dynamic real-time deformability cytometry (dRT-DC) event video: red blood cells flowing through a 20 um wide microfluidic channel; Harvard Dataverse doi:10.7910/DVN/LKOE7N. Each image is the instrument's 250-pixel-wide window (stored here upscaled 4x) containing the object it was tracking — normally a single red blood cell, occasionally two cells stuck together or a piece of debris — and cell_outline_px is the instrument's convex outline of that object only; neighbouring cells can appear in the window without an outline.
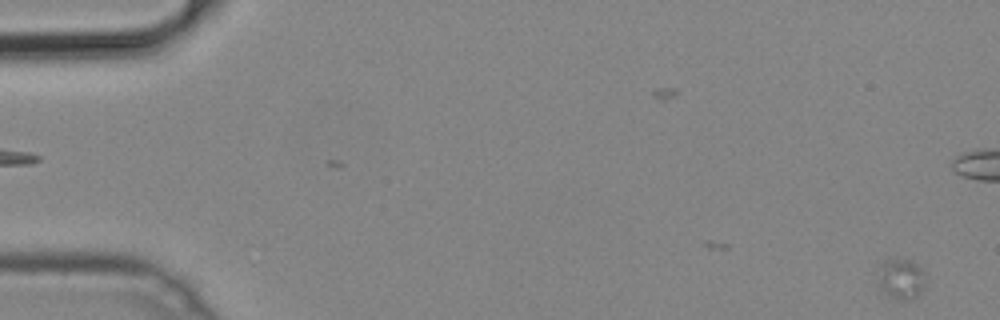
{"species": "common noctule bat (a hibernating species)", "species_latin": "Nyctalus noctula", "temperature_condition": "cold", "stored_images_in_passage": 49, "camera_frame_rate_fps": 3000, "um_per_image_px": 0.085, "animal": {"sex": "male", "body_mass_g": 19.2, "forearm_length_mm": 51.8}, "frame": {"image": 1, "passage_image": 1, "time_ms": 0.0, "image_size_px": [1000, 320], "cell_outline_px": [[924, 288], [916, 296], [904, 300], [900, 300], [884, 292], [880, 288], [880, 280], [884, 260], [912, 260], [924, 272]], "centroid_in_image_um": [76.65, 23.71], "position_along_channel_um": 8.3, "area_um2": 10.52}}
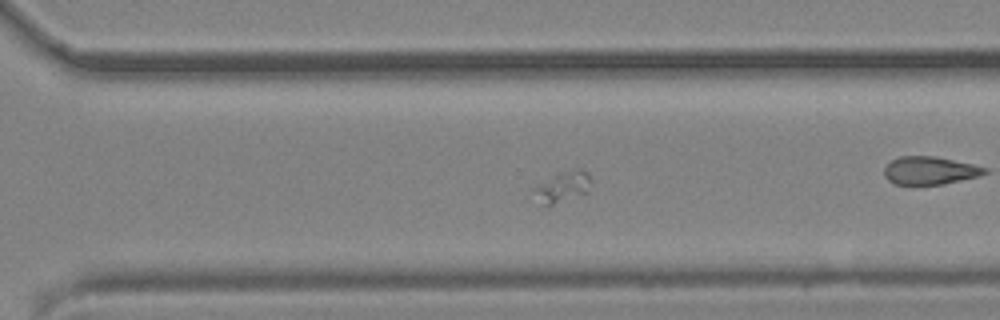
{"frame": {"image": 2, "passage_image": 37, "time_ms": 12.0, "image_size_px": [1000, 320], "cell_outline_px": [[592, 184], [588, 192], [548, 208], [544, 204], [532, 188], [536, 184], [556, 172], [580, 168], [588, 172], [592, 180]], "centroid_in_image_um": [47.87, 15.86], "position_along_channel_um": 322.7, "area_um2": 10.69}}
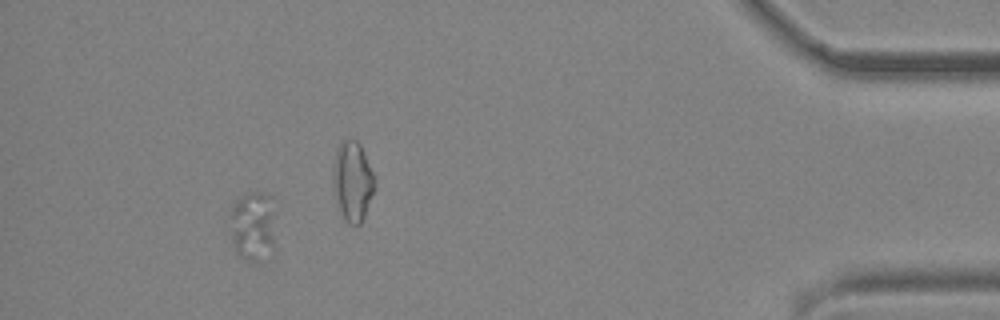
{"frame": {"image": 3, "passage_image": 49, "time_ms": 16.0, "image_size_px": [1000, 320], "cell_outline_px": [[276, 200], [272, 244], [256, 260], [244, 260], [236, 252], [232, 240], [232, 208], [236, 200], [240, 196], [248, 192], [264, 192], [272, 196]], "centroid_in_image_um": [21.51, 19.07], "position_along_channel_um": 413.7, "area_um2": 18.03}}